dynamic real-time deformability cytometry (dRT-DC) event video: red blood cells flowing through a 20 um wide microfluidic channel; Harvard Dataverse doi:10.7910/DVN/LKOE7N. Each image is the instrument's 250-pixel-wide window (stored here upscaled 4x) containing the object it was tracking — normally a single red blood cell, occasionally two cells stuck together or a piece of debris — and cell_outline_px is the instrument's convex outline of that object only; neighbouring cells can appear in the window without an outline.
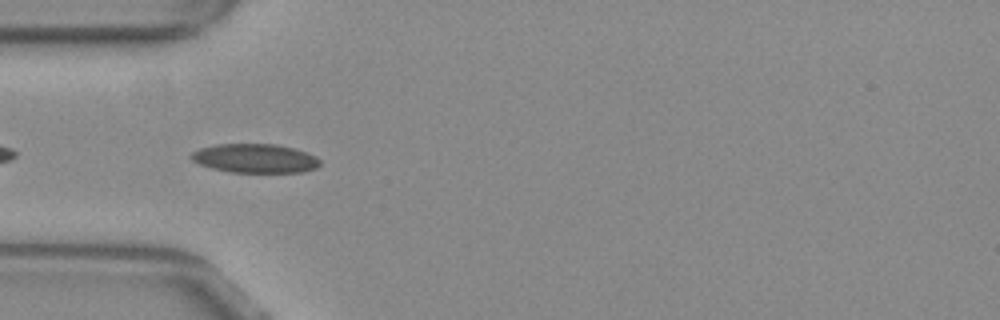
{"species": "common noctule bat (a hibernating species)", "species_latin": "Nyctalus noctula", "temperature_condition": "warm", "stored_images_in_passage": 39, "camera_frame_rate_fps": 3000, "um_per_image_px": 0.085, "animal": {"sex": "female", "body_mass_g": 29.2, "forearm_length_mm": 56.3}, "frame": {"image": 1, "passage_image": 3, "time_ms": 0.667, "image_size_px": [1000, 320], "cell_outline_px": [[320, 164], [316, 168], [304, 172], [232, 172], [212, 168], [200, 164], [192, 160], [188, 156], [192, 152], [200, 148], [216, 144], [276, 144], [292, 148], [316, 156], [320, 160]], "centroid_in_image_um": [21.66, 13.46], "position_along_channel_um": 63.3, "area_um2": 21.68}}
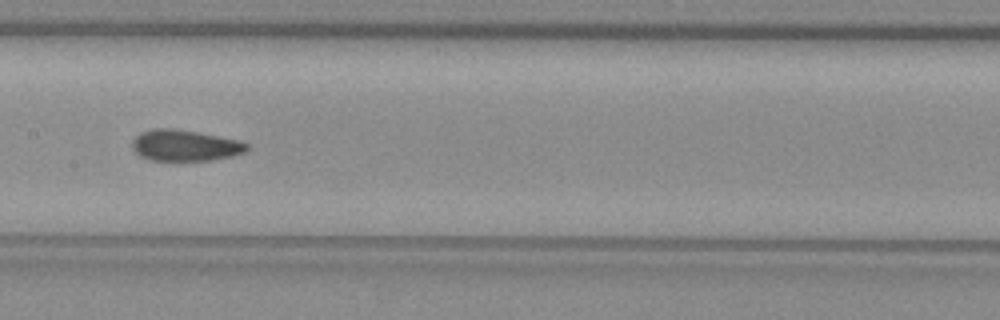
{"frame": {"image": 2, "passage_image": 13, "time_ms": 4.0, "image_size_px": [1000, 320], "cell_outline_px": [[248, 152], [232, 156], [212, 160], [148, 160], [140, 156], [132, 148], [132, 140], [140, 132], [152, 128], [176, 128], [240, 140], [248, 144]], "centroid_in_image_um": [15.73, 12.35], "position_along_channel_um": 191.7, "area_um2": 21.04}}
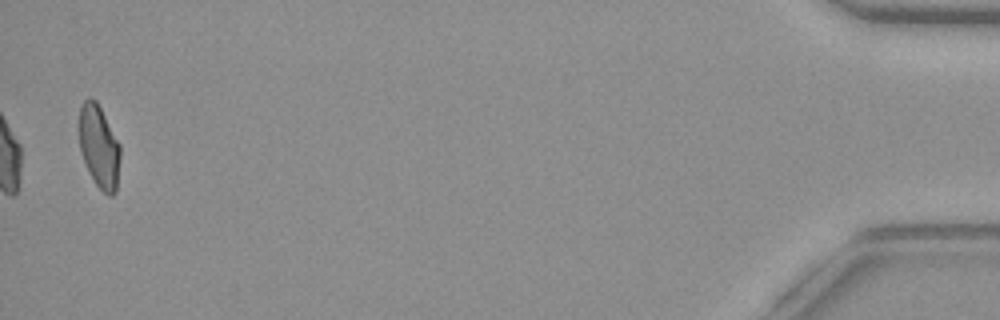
{"frame": {"image": 3, "passage_image": 39, "time_ms": 12.667, "image_size_px": [1000, 320], "cell_outline_px": [[120, 156], [116, 192], [112, 196], [108, 196], [96, 184], [80, 152], [80, 104], [88, 96], [92, 96], [96, 100], [120, 144]], "centroid_in_image_um": [8.43, 12.43], "position_along_channel_um": 426.8, "area_um2": 19.65}, "authors_computed_cell_mechanics": {"area_um2": 21.0392, "velocity_mm_per_s": 3.853, "shape_relaxation_time_tau1_ms": null, "shape_relaxation_time_tau2_ms": 1.6146, "deformation_change_tau1": null, "deformation_change_tau2": 0.079}}